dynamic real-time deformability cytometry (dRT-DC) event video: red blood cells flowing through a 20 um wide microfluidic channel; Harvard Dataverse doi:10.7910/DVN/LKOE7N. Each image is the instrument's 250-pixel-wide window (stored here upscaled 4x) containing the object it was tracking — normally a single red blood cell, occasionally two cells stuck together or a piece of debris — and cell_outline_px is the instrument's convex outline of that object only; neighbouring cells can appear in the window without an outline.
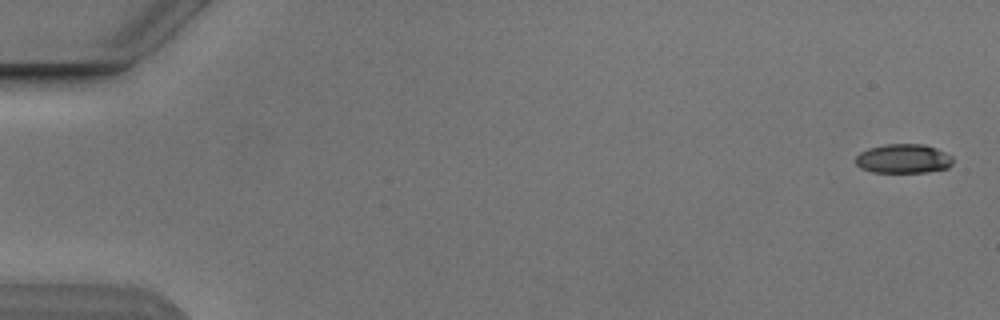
{"species": "Egyptian fruit bat (a non-hibernating species)", "species_latin": "Rousettus aegyptiacus", "temperature_condition": "cold", "stored_images_in_passage": 4, "camera_frame_rate_fps": 3000, "um_per_image_px": 0.085, "animal": {"sex": "male"}, "frame": {"image": 1, "passage_image": 1, "time_ms": 0.0, "image_size_px": [1000, 320], "cell_outline_px": [[952, 164], [948, 168], [928, 172], [872, 172], [860, 168], [856, 164], [856, 156], [860, 152], [868, 148], [884, 144], [924, 144], [936, 148], [952, 156]], "centroid_in_image_um": [76.78, 13.49], "position_along_channel_um": 8.2, "area_um2": 16.65}}